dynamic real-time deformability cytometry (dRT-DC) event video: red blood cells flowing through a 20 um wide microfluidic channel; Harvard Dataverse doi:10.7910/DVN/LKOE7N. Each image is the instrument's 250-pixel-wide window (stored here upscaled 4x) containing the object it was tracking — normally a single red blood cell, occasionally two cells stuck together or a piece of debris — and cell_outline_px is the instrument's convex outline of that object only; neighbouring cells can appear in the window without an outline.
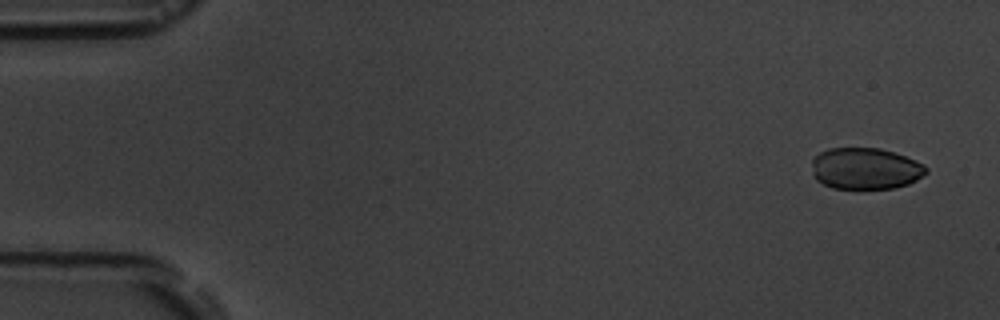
{"species": "common noctule bat (a hibernating species)", "species_latin": "Nyctalus noctula", "temperature_condition": "room temperature", "stored_images_in_passage": 5, "camera_frame_rate_fps": 3000, "um_per_image_px": 0.085, "animal": {"sex": "male", "body_mass_g": 19.5, "forearm_length_mm": 54.6}, "frame": {"image": 1, "passage_image": 1, "time_ms": 0.0, "image_size_px": [1000, 320], "cell_outline_px": [[928, 172], [924, 176], [908, 184], [896, 188], [832, 188], [816, 180], [812, 172], [812, 160], [820, 152], [828, 148], [880, 148], [916, 160], [924, 164], [928, 168]], "centroid_in_image_um": [73.57, 14.33], "position_along_channel_um": 11.4, "area_um2": 27.74}}